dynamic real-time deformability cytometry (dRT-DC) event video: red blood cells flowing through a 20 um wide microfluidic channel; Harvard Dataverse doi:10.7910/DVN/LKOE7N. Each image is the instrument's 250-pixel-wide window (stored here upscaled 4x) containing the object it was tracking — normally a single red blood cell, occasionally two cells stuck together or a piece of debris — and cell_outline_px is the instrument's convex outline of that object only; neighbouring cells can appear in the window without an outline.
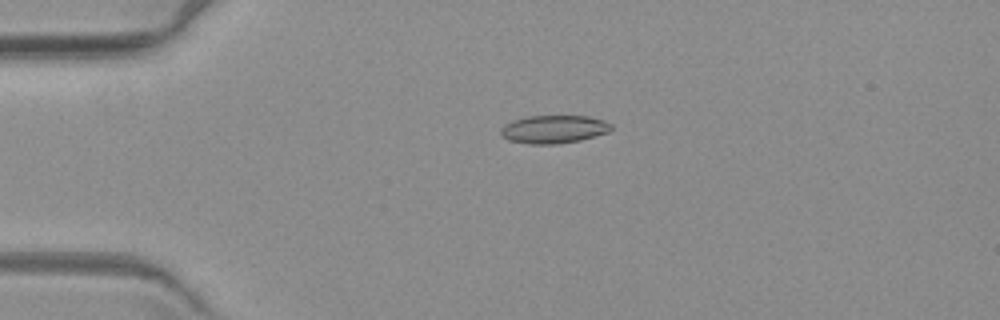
{"species": "common noctule bat (a hibernating species)", "species_latin": "Nyctalus noctula", "temperature_condition": "warm", "stored_images_in_passage": 2, "camera_frame_rate_fps": 3000, "um_per_image_px": 0.085, "animal": {"sex": "female", "body_mass_g": 19.3, "forearm_length_mm": 54.1}, "frame": {"image": 1, "passage_image": 1, "time_ms": 0.0, "image_size_px": [1000, 320], "cell_outline_px": [[612, 128], [608, 132], [580, 140], [556, 144], [532, 144], [508, 140], [500, 132], [500, 128], [504, 124], [512, 120], [528, 116], [588, 116], [604, 120], [612, 124]], "centroid_in_image_um": [47.07, 10.98], "position_along_channel_um": 37.9, "area_um2": 18.03}}